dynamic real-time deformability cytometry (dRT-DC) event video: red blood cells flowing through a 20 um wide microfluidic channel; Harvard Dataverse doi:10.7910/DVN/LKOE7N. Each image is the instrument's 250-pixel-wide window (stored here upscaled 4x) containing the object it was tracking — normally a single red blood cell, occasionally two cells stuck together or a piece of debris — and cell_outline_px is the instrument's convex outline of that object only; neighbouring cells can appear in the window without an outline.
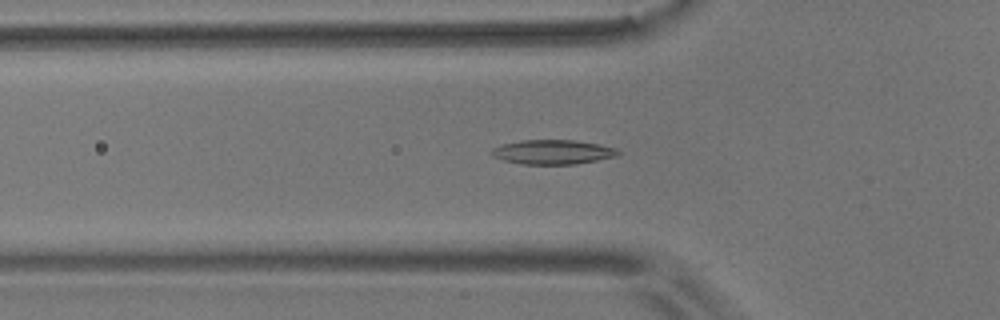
{"species": "common noctule bat (a hibernating species)", "species_latin": "Nyctalus noctula", "temperature_condition": "room temperature", "stored_images_in_passage": 55, "camera_frame_rate_fps": 3000, "um_per_image_px": 0.085, "animal": {"sex": "male", "body_mass_g": 17.9}, "frame": {"image": 1, "passage_image": 18, "time_ms": 5.667, "image_size_px": [1000, 320], "cell_outline_px": [[620, 152], [616, 156], [576, 164], [524, 164], [504, 160], [492, 156], [488, 152], [492, 148], [500, 144], [520, 140], [576, 140], [616, 148]], "centroid_in_image_um": [46.92, 12.91], "position_along_channel_um": 78.9, "area_um2": 17.98}}
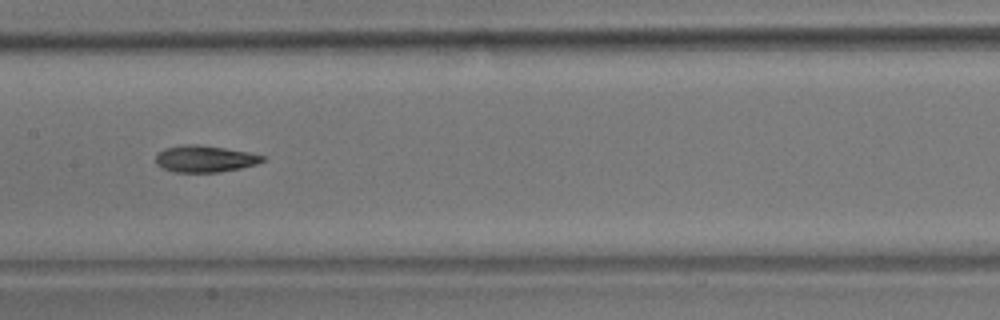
{"frame": {"image": 2, "passage_image": 27, "time_ms": 8.667, "image_size_px": [1000, 320], "cell_outline_px": [[264, 160], [256, 164], [240, 168], [216, 172], [172, 172], [156, 164], [156, 152], [164, 148], [184, 144], [196, 144], [224, 148], [248, 152], [264, 156]], "centroid_in_image_um": [17.35, 13.49], "position_along_channel_um": 190.0, "area_um2": 16.53}}
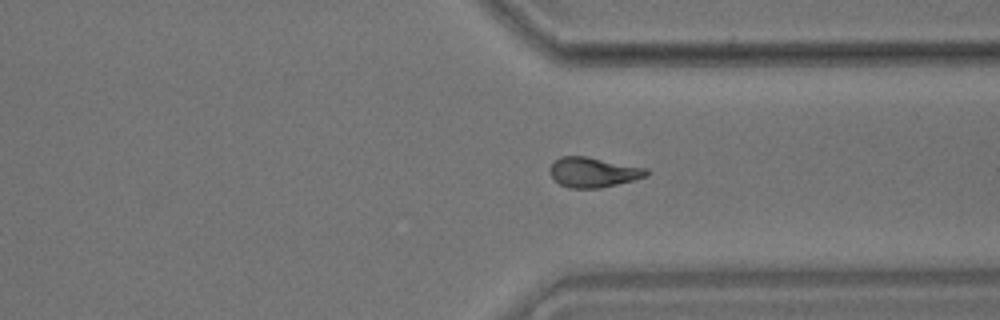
{"frame": {"image": 3, "passage_image": 41, "time_ms": 13.333, "image_size_px": [1000, 320], "cell_outline_px": [[652, 172], [648, 176], [600, 188], [568, 188], [560, 184], [552, 176], [548, 168], [560, 156], [588, 156], [648, 168]], "centroid_in_image_um": [50.47, 14.63], "position_along_channel_um": 360.9, "area_um2": 16.99}, "authors_computed_cell_mechanics": {"area_um2": 16.8198, "velocity_mm_per_s": 3.6734, "shape_relaxation_time_tau1_ms": 5.5631, "shape_relaxation_time_tau2_ms": 4.2822, "deformation_change_tau1": 0.1438, "deformation_change_tau2": 0.1209}}